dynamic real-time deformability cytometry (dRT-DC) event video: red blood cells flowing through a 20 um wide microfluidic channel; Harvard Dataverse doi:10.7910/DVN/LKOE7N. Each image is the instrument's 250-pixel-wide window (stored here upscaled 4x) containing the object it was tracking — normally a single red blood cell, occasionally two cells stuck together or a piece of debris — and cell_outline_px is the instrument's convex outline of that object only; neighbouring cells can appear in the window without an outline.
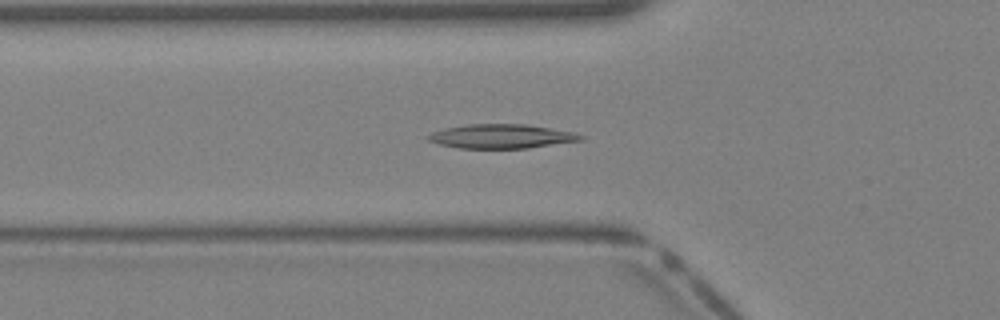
{"species": "Egyptian fruit bat (a non-hibernating species)", "species_latin": "Rousettus aegyptiacus", "temperature_condition": "warm", "stored_images_in_passage": 38, "camera_frame_rate_fps": 3000, "um_per_image_px": 0.085, "animal": {"sex": "female"}, "frame": {"image": 1, "passage_image": 12, "time_ms": 3.667, "image_size_px": [1000, 320], "cell_outline_px": [[584, 140], [528, 148], [456, 148], [440, 144], [428, 140], [424, 136], [432, 132], [444, 128], [468, 124], [524, 124], [572, 132], [584, 136]], "centroid_in_image_um": [42.58, 11.59], "position_along_channel_um": 83.2, "area_um2": 21.39}}
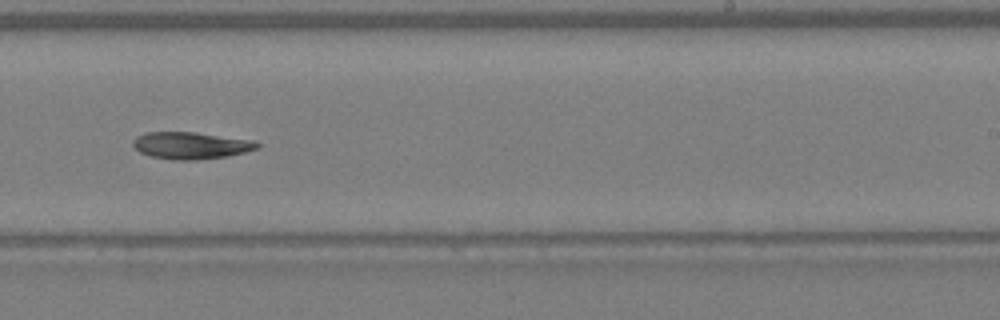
{"frame": {"image": 2, "passage_image": 23, "time_ms": 7.333, "image_size_px": [1000, 320], "cell_outline_px": [[260, 148], [244, 152], [224, 156], [196, 160], [172, 160], [152, 156], [140, 152], [132, 144], [132, 140], [136, 136], [148, 132], [196, 132], [256, 140], [260, 144]], "centroid_in_image_um": [16.25, 12.35], "position_along_channel_um": 272.8, "area_um2": 19.59}}
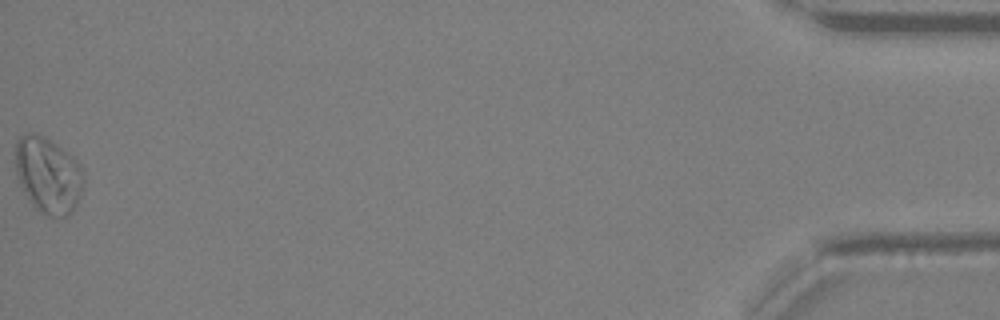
{"frame": {"image": 3, "passage_image": 38, "time_ms": 12.333, "image_size_px": [1000, 320], "cell_outline_px": [[84, 184], [80, 196], [72, 212], [68, 216], [48, 216], [36, 208], [28, 200], [16, 176], [16, 140], [20, 136], [28, 132], [36, 132], [44, 136], [72, 156], [80, 164], [84, 172]], "centroid_in_image_um": [4.09, 14.87], "position_along_channel_um": 431.1, "area_um2": 30.4}}